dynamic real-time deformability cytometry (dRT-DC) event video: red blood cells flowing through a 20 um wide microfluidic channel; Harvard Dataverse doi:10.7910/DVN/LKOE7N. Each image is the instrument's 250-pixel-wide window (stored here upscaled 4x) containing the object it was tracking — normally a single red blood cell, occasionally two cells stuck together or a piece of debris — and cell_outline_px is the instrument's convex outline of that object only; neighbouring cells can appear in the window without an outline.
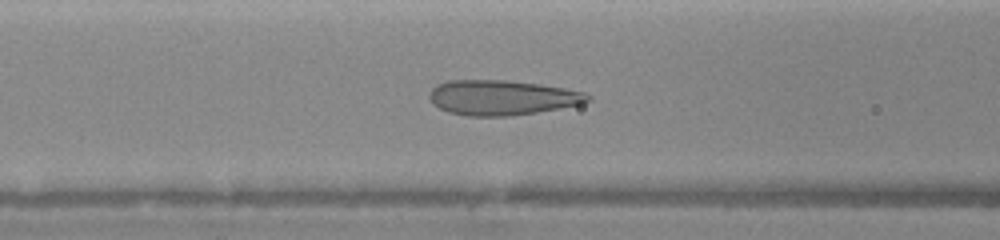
{"species": "human", "species_latin": "Homo sapiens", "temperature_condition": "warm", "stored_images_in_passage": 47, "camera_frame_rate_fps": 3000, "um_per_image_px": 0.085, "donor": {"sex": "female"}, "frame": {"image": 1, "passage_image": 14, "time_ms": 6.0, "image_size_px": [1000, 240], "cell_outline_px": [[592, 100], [580, 104], [560, 108], [536, 112], [508, 116], [468, 116], [448, 112], [432, 104], [428, 96], [428, 92], [436, 84], [448, 80], [504, 80], [536, 84], [564, 88], [584, 92], [592, 96]], "centroid_in_image_um": [42.63, 8.29], "position_along_channel_um": 124.0, "area_um2": 32.31}}
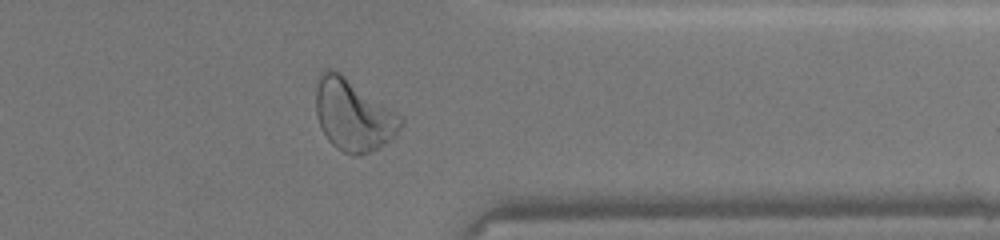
{"frame": {"image": 2, "passage_image": 36, "time_ms": 12.0, "image_size_px": [1000, 240], "cell_outline_px": [[404, 124], [396, 136], [392, 140], [360, 156], [356, 156], [344, 152], [336, 148], [328, 140], [316, 116], [316, 76], [324, 68], [332, 68], [340, 72], [396, 112], [404, 120]], "centroid_in_image_um": [30.01, 9.76], "position_along_channel_um": 381.4, "area_um2": 35.6}}
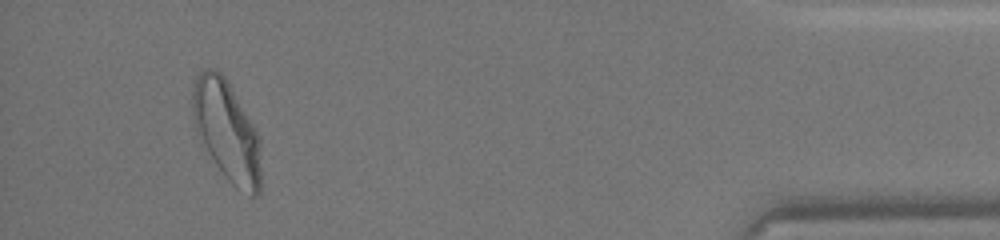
{"frame": {"image": 3, "passage_image": 44, "time_ms": 14.0, "image_size_px": [1000, 240], "cell_outline_px": [[260, 192], [256, 196], [252, 196], [236, 188], [228, 180], [200, 144], [196, 132], [192, 116], [192, 92], [196, 76], [204, 68], [212, 68], [220, 72], [224, 76], [252, 124], [260, 140]], "centroid_in_image_um": [19.23, 11.15], "position_along_channel_um": 416.0, "area_um2": 39.88}}